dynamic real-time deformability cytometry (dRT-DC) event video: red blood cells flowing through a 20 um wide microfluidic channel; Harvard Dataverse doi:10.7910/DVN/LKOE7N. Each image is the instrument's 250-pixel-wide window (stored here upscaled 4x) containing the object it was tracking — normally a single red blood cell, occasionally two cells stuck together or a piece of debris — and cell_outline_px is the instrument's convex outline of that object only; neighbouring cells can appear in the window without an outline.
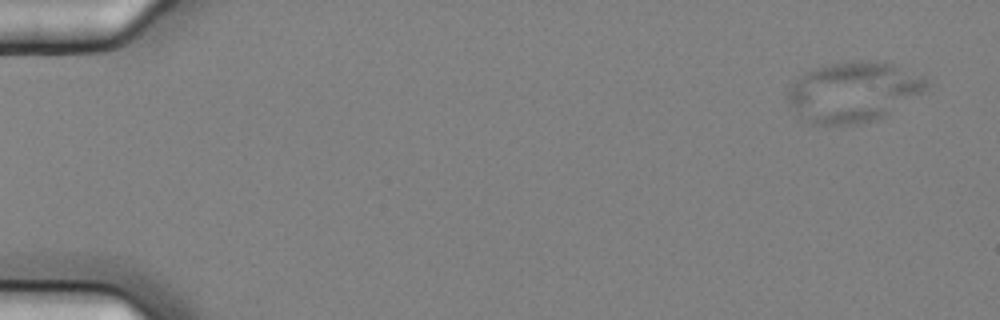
{"species": "common noctule bat (a hibernating species)", "species_latin": "Nyctalus noctula", "temperature_condition": "cold", "stored_images_in_passage": 10, "camera_frame_rate_fps": 3000, "um_per_image_px": 0.085, "animal": {"sex": "female", "body_mass_g": 25.1}, "frame": {"image": 1, "passage_image": 1, "time_ms": 0.0, "image_size_px": [1000, 320], "cell_outline_px": [[928, 84], [924, 92], [884, 116], [860, 124], [812, 124], [800, 116], [788, 100], [788, 88], [804, 72], [824, 64], [848, 60], [880, 60], [892, 64], [924, 76], [928, 80]], "centroid_in_image_um": [72.55, 7.77], "position_along_channel_um": 12.5, "area_um2": 48.67}}
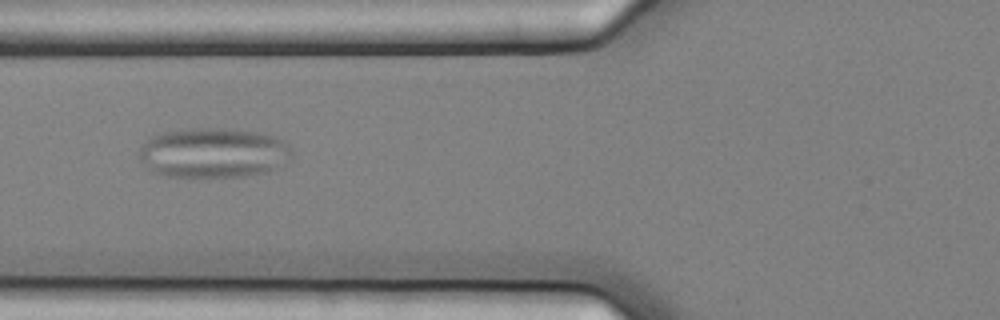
{"frame": {"image": 2, "passage_image": 6, "time_ms": 1.667, "image_size_px": [1000, 320], "cell_outline_px": [[292, 152], [280, 168], [268, 172], [248, 176], [164, 176], [152, 172], [140, 160], [140, 148], [152, 136], [160, 132], [192, 128], [220, 128], [256, 132], [276, 136], [284, 140], [292, 148]], "centroid_in_image_um": [18.16, 12.99], "position_along_channel_um": 107.6, "area_um2": 44.56}}